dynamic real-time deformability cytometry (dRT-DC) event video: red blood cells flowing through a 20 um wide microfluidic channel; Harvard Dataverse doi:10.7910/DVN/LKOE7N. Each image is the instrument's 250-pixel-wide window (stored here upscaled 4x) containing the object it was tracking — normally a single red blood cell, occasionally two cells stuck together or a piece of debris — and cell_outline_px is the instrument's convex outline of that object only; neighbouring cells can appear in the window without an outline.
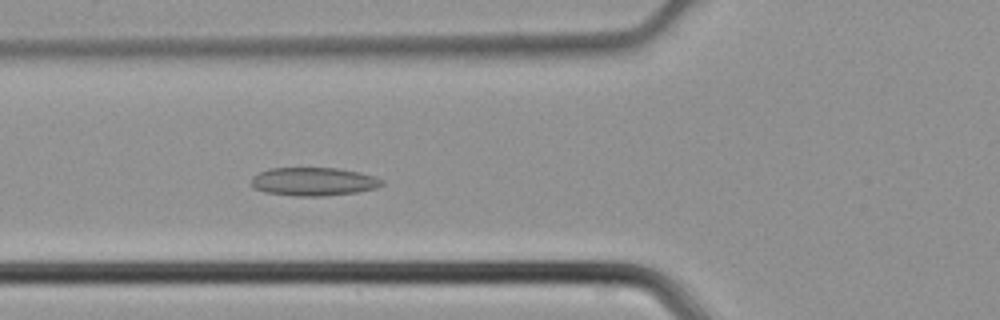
{"species": "common noctule bat (a hibernating species)", "species_latin": "Nyctalus noctula", "temperature_condition": "cold", "stored_images_in_passage": 45, "camera_frame_rate_fps": 3000, "um_per_image_px": 0.085, "animal": {"sex": "male", "body_mass_g": 21.5, "forearm_length_mm": 52.0}, "frame": {"image": 1, "passage_image": 16, "time_ms": 5.0, "image_size_px": [1000, 320], "cell_outline_px": [[384, 184], [376, 188], [356, 192], [324, 196], [296, 196], [264, 192], [252, 188], [252, 176], [260, 172], [272, 168], [340, 168], [360, 172], [376, 176], [384, 180]], "centroid_in_image_um": [26.68, 15.43], "position_along_channel_um": 99.1, "area_um2": 21.73}}
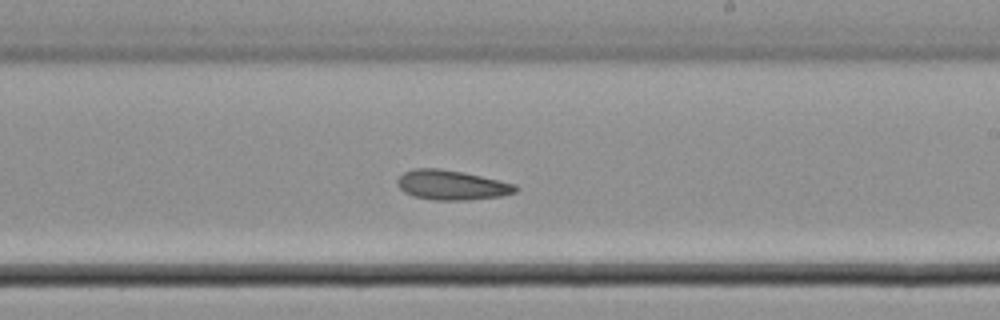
{"frame": {"image": 2, "passage_image": 26, "time_ms": 8.333, "image_size_px": [1000, 320], "cell_outline_px": [[520, 188], [516, 192], [500, 196], [468, 200], [432, 200], [412, 196], [404, 192], [396, 184], [396, 180], [404, 172], [416, 168], [440, 168], [464, 172], [516, 184]], "centroid_in_image_um": [38.39, 15.73], "position_along_channel_um": 250.6, "area_um2": 20.63}}
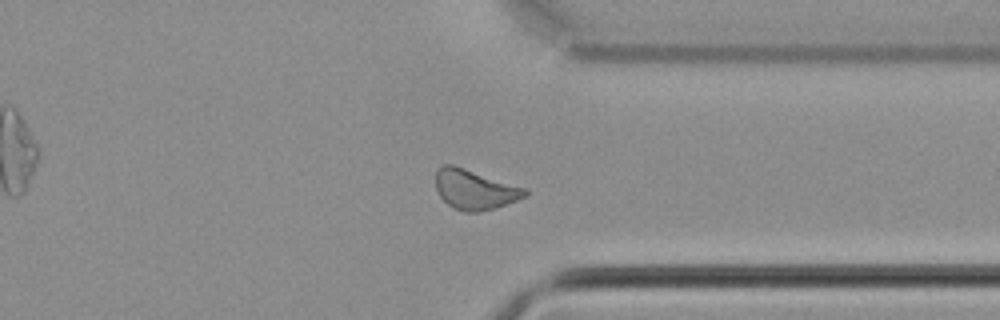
{"frame": {"image": 3, "passage_image": 34, "time_ms": 11.0, "image_size_px": [1000, 320], "cell_outline_px": [[528, 196], [496, 208], [480, 212], [464, 212], [452, 208], [440, 196], [436, 188], [436, 172], [444, 164], [452, 164], [524, 188], [528, 192]], "centroid_in_image_um": [40.34, 16.13], "position_along_channel_um": 371.1, "area_um2": 20.52}}